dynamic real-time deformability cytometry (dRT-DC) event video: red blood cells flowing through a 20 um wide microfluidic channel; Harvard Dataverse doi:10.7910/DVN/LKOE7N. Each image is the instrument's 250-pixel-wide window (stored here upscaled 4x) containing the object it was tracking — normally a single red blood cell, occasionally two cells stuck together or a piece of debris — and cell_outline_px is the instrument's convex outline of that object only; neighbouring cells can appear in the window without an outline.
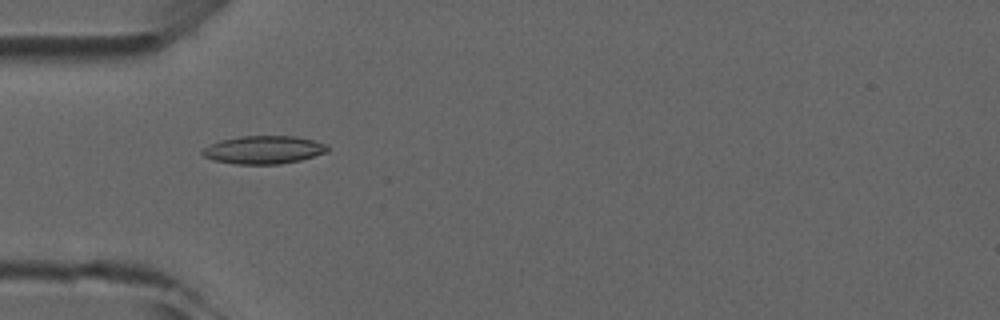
{"species": "common noctule bat (a hibernating species)", "species_latin": "Nyctalus noctula", "temperature_condition": "room temperature", "stored_images_in_passage": 5, "camera_frame_rate_fps": 3000, "um_per_image_px": 0.085, "animal": {"sex": "male", "forearm_length_mm": 52.5}, "frame": {"image": 1, "passage_image": 4, "time_ms": 4.333, "image_size_px": [1000, 320], "cell_outline_px": [[328, 152], [300, 160], [280, 164], [236, 164], [212, 160], [204, 156], [200, 152], [204, 148], [220, 140], [240, 136], [296, 136], [328, 144]], "centroid_in_image_um": [22.42, 12.73], "position_along_channel_um": 62.6, "area_um2": 20.46}}